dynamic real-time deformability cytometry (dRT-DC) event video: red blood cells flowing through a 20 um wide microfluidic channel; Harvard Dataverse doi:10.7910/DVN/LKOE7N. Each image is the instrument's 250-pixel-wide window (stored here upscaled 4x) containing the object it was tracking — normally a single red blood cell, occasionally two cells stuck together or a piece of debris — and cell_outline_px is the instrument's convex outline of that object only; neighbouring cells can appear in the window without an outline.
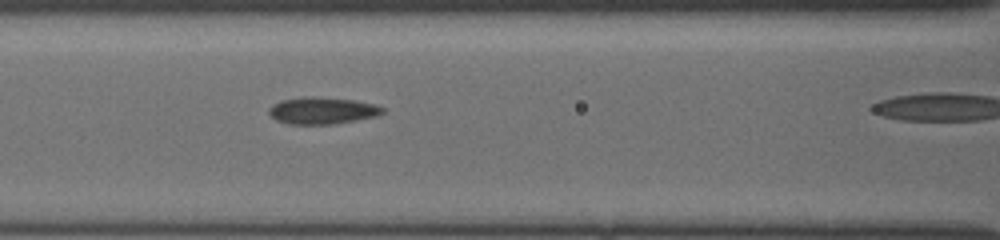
{"species": "common noctule bat (a hibernating species)", "species_latin": "Nyctalus noctula", "temperature_condition": "cold", "stored_images_in_passage": 6, "segment_of_instrument_passage": [1, 2], "camera_frame_rate_fps": 3000, "um_per_image_px": 0.085, "animal": {"sex": "female", "body_mass_g": 19.5, "forearm_length_mm": 54.1}, "frame": {"image": 1, "passage_image": 5, "time_ms": 3.0, "image_size_px": [1000, 240], "cell_outline_px": [[384, 112], [376, 116], [356, 120], [332, 124], [288, 124], [276, 120], [268, 112], [268, 108], [272, 104], [280, 100], [312, 96], [352, 100], [376, 104], [384, 108]], "centroid_in_image_um": [27.37, 9.4], "position_along_channel_um": 139.2, "area_um2": 17.74}}